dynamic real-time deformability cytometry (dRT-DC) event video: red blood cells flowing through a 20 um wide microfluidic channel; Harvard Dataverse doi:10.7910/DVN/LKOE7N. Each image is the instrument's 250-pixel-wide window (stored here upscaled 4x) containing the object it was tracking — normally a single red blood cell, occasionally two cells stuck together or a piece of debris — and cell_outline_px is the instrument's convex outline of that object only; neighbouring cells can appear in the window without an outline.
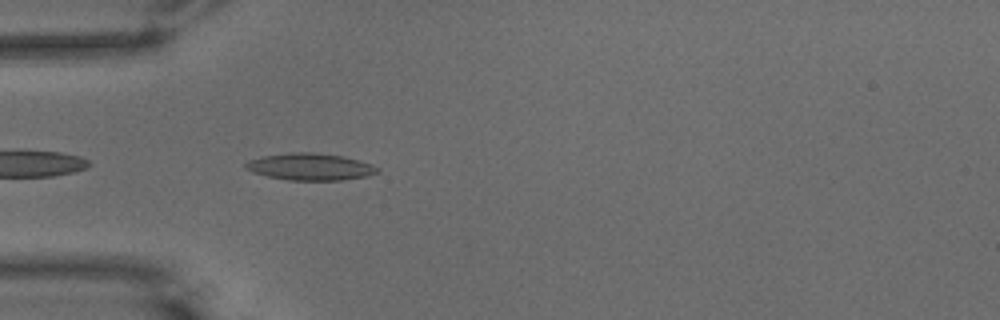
{"species": "common noctule bat (a hibernating species)", "species_latin": "Nyctalus noctula", "temperature_condition": "warm", "stored_images_in_passage": 33, "camera_frame_rate_fps": 3000, "um_per_image_px": 0.085, "animal": {"sex": "male", "body_mass_g": 15.6}, "frame": {"image": 1, "passage_image": 2, "time_ms": 0.333, "image_size_px": [1000, 320], "cell_outline_px": [[380, 172], [368, 176], [344, 180], [288, 180], [268, 176], [252, 172], [244, 168], [244, 164], [248, 160], [264, 156], [292, 152], [312, 152], [340, 156], [372, 164], [380, 168]], "centroid_in_image_um": [26.37, 14.18], "position_along_channel_um": 58.6, "area_um2": 20.63}}
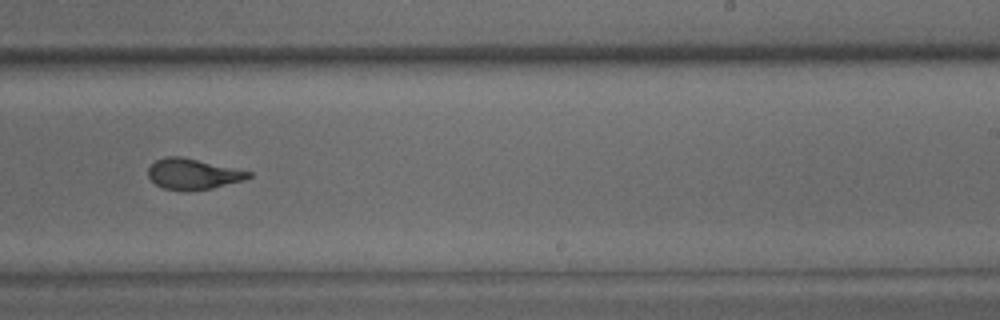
{"frame": {"image": 2, "passage_image": 20, "time_ms": 6.333, "image_size_px": [1000, 320], "cell_outline_px": [[252, 176], [244, 180], [212, 188], [188, 192], [184, 192], [164, 188], [156, 184], [148, 176], [148, 168], [156, 160], [164, 156], [180, 156], [252, 172]], "centroid_in_image_um": [16.38, 14.8], "position_along_channel_um": 272.6, "area_um2": 17.98}}
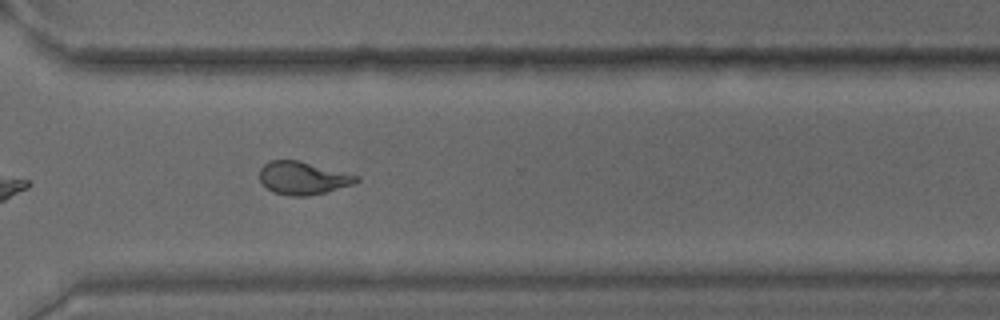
{"frame": {"image": 3, "passage_image": 26, "time_ms": 8.333, "image_size_px": [1000, 320], "cell_outline_px": [[360, 180], [352, 184], [324, 192], [304, 196], [292, 196], [272, 192], [260, 180], [260, 168], [264, 164], [272, 160], [296, 160], [360, 176]], "centroid_in_image_um": [25.73, 15.13], "position_along_channel_um": 344.9, "area_um2": 18.15}, "authors_computed_cell_mechanics": {"area_um2": 18.2648, "velocity_mm_per_s": 3.6154, "shape_relaxation_time_tau1_ms": 5.6394, "shape_relaxation_time_tau2_ms": 1.2948, "deformation_change_tau1": 0.2076, "deformation_change_tau2": 0.0857}}